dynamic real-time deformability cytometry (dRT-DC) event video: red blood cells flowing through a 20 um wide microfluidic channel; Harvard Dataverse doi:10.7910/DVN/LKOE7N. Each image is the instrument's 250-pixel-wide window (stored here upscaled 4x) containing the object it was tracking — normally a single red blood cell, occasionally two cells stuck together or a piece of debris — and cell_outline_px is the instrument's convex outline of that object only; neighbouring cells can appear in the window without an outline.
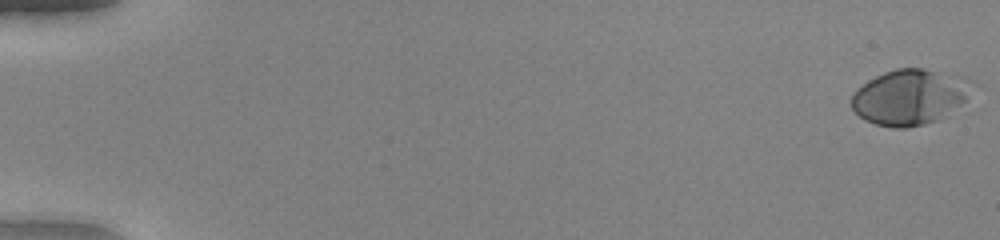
{"species": "human", "species_latin": "Homo sapiens", "temperature_condition": "warm", "stored_images_in_passage": 52, "camera_frame_rate_fps": 3000, "um_per_image_px": 0.085, "donor": {"sex": "female"}, "frame": {"image": 1, "passage_image": 1, "time_ms": 0.0, "image_size_px": [1000, 240], "cell_outline_px": [[976, 84], [964, 100], [948, 116], [924, 124], [904, 128], [892, 128], [876, 124], [864, 120], [852, 108], [852, 96], [856, 88], [868, 80], [884, 72], [896, 68], [924, 68], [960, 76], [972, 80]], "centroid_in_image_um": [77.34, 8.24], "position_along_channel_um": 7.7, "area_um2": 39.19}}
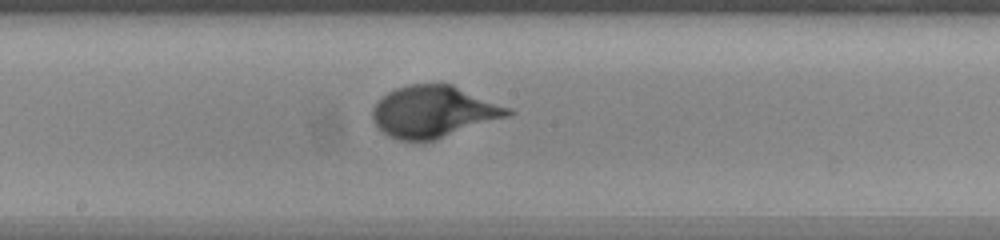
{"frame": {"image": 2, "passage_image": 30, "time_ms": 9.667, "image_size_px": [1000, 240], "cell_outline_px": [[516, 112], [512, 116], [432, 140], [396, 140], [388, 136], [372, 120], [372, 108], [380, 96], [396, 88], [408, 84], [452, 84], [512, 108]], "centroid_in_image_um": [36.88, 9.48], "position_along_channel_um": 211.3, "area_um2": 40.98}}
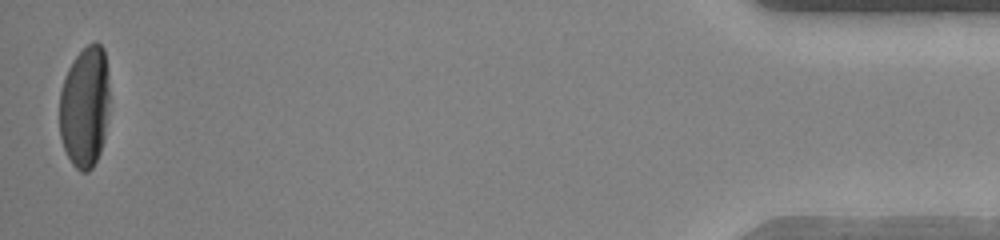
{"frame": {"image": 3, "passage_image": 52, "time_ms": 17.0, "image_size_px": [1000, 240], "cell_outline_px": [[108, 112], [104, 140], [100, 152], [92, 168], [88, 172], [80, 172], [72, 164], [64, 148], [60, 136], [60, 92], [64, 76], [68, 68], [76, 56], [92, 40], [96, 40], [104, 48], [108, 72]], "centroid_in_image_um": [7.21, 9.06], "position_along_channel_um": 428.0, "area_um2": 35.72}}